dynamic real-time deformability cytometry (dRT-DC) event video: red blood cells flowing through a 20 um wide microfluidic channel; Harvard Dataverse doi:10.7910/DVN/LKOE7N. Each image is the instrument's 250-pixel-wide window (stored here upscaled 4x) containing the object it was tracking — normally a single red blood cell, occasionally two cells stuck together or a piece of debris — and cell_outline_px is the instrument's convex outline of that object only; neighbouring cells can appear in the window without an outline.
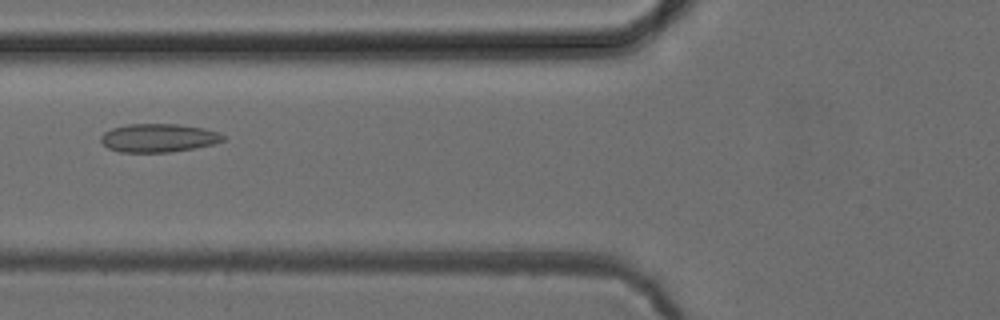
{"species": "common noctule bat (a hibernating species)", "species_latin": "Nyctalus noctula", "temperature_condition": "cold", "stored_images_in_passage": 51, "camera_frame_rate_fps": 3000, "um_per_image_px": 0.085, "animal": {"sex": "female", "body_mass_g": 24.6, "forearm_length_mm": 56.2}, "frame": {"image": 1, "passage_image": 20, "time_ms": 6.333, "image_size_px": [1000, 320], "cell_outline_px": [[224, 140], [212, 144], [172, 152], [120, 152], [108, 148], [100, 140], [100, 136], [104, 132], [112, 128], [128, 124], [180, 124], [204, 128], [220, 132], [224, 136]], "centroid_in_image_um": [13.46, 11.71], "position_along_channel_um": 112.3, "area_um2": 20.23}}
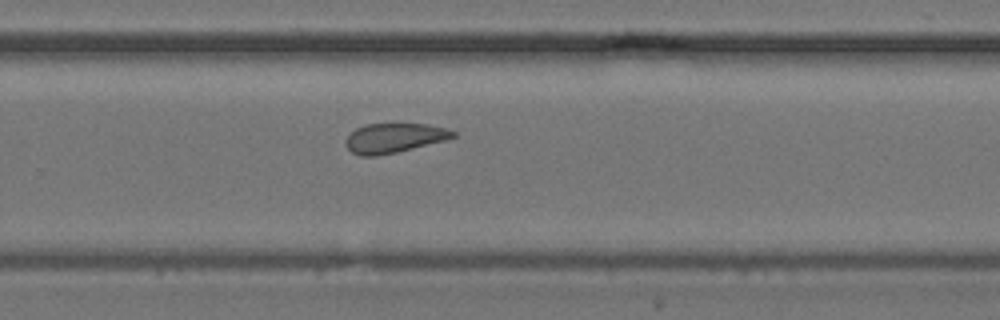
{"frame": {"image": 2, "passage_image": 34, "time_ms": 11.0, "image_size_px": [1000, 320], "cell_outline_px": [[456, 136], [448, 140], [396, 152], [376, 156], [360, 156], [352, 152], [344, 144], [344, 140], [356, 128], [364, 124], [428, 124], [444, 128], [456, 132]], "centroid_in_image_um": [33.49, 11.73], "position_along_channel_um": 296.3, "area_um2": 18.5}}
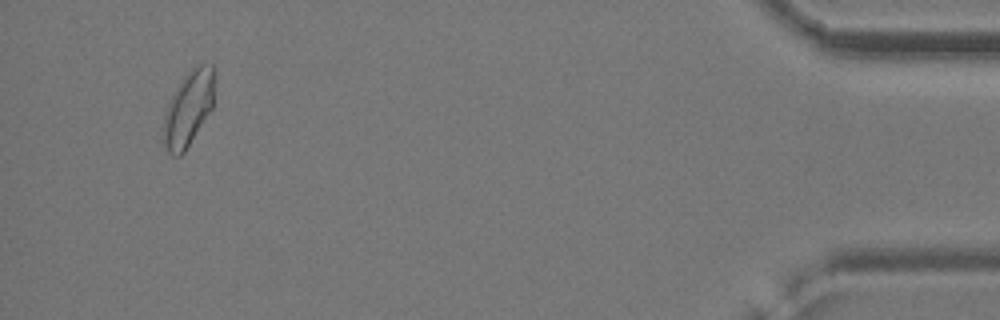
{"frame": {"image": 3, "passage_image": 49, "time_ms": 16.0, "image_size_px": [1000, 320], "cell_outline_px": [[216, 76], [212, 108], [184, 152], [180, 156], [172, 156], [164, 148], [160, 136], [164, 112], [172, 96], [184, 76], [196, 64], [212, 64], [216, 68]], "centroid_in_image_um": [16.0, 9.22], "position_along_channel_um": 419.2, "area_um2": 22.89}}